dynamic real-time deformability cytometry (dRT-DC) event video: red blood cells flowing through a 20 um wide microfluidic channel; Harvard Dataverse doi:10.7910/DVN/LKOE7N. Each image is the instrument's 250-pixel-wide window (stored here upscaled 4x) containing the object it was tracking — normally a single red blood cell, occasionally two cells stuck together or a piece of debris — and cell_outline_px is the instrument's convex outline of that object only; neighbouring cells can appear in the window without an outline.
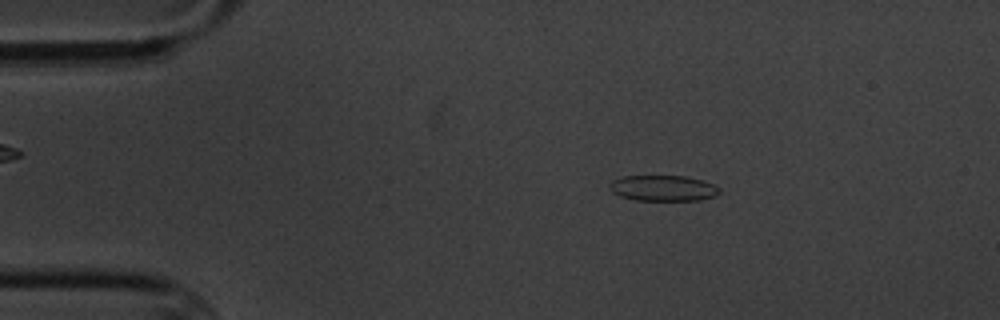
{"species": "common noctule bat (a hibernating species)", "species_latin": "Nyctalus noctula", "temperature_condition": "cold", "stored_images_in_passage": 6, "camera_frame_rate_fps": 3000, "um_per_image_px": 0.085, "animal": {"sex": "male", "body_mass_g": 20.1, "forearm_length_mm": 53.5}, "frame": {"image": 1, "passage_image": 2, "time_ms": 2.0, "image_size_px": [1000, 320], "cell_outline_px": [[720, 192], [716, 196], [700, 200], [636, 200], [620, 196], [612, 192], [608, 188], [608, 184], [612, 180], [624, 176], [684, 176], [704, 180], [720, 188]], "centroid_in_image_um": [56.36, 15.99], "position_along_channel_um": 28.6, "area_um2": 16.59}}
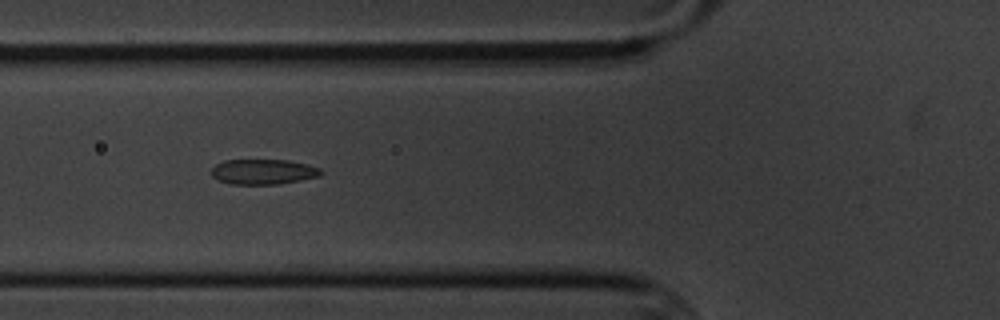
{"frame": {"image": 2, "passage_image": 5, "time_ms": 5.667, "image_size_px": [1000, 320], "cell_outline_px": [[324, 172], [320, 176], [280, 184], [232, 184], [220, 180], [212, 176], [212, 168], [216, 164], [224, 160], [288, 160], [320, 168]], "centroid_in_image_um": [22.39, 14.6], "position_along_channel_um": 103.4, "area_um2": 15.95}}
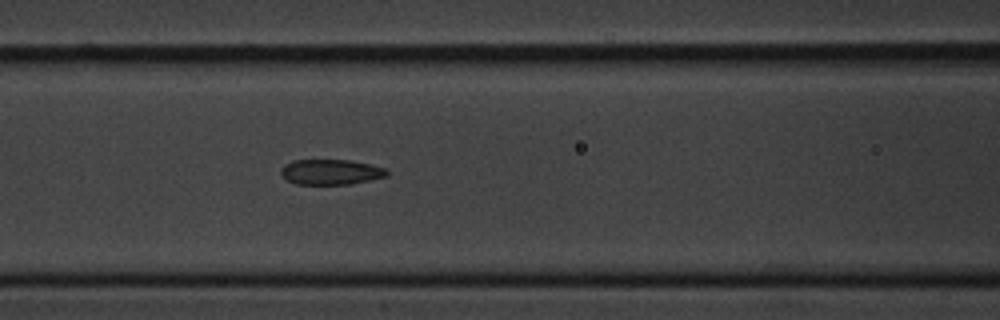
{"frame": {"image": 3, "passage_image": 6, "time_ms": 6.667, "image_size_px": [1000, 320], "cell_outline_px": [[388, 176], [352, 184], [296, 184], [288, 180], [280, 172], [280, 168], [284, 164], [292, 160], [352, 160], [388, 168]], "centroid_in_image_um": [28.15, 14.61], "position_along_channel_um": 138.4, "area_um2": 15.78}}